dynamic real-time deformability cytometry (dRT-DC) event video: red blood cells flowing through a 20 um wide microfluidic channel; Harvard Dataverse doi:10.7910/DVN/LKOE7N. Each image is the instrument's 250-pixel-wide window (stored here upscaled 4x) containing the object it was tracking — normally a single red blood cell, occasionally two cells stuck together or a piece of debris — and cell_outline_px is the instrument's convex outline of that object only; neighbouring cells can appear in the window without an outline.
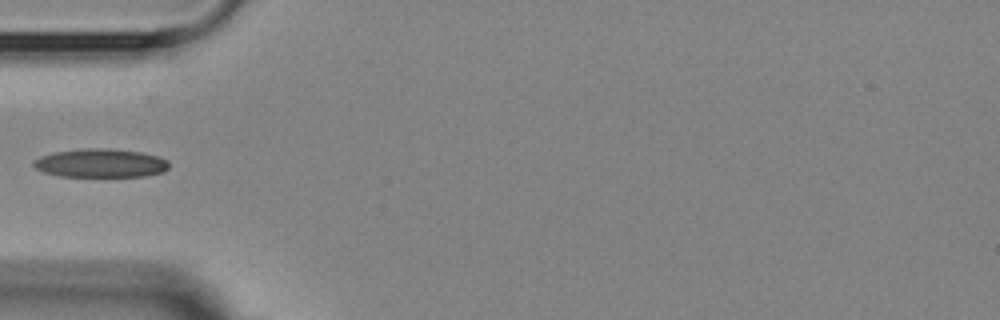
{"species": "Egyptian fruit bat (a non-hibernating species)", "species_latin": "Rousettus aegyptiacus", "temperature_condition": "room temperature", "stored_images_in_passage": 7, "camera_frame_rate_fps": 3000, "um_per_image_px": 0.085, "animal": {"sex": "female"}, "frame": {"image": 1, "passage_image": 5, "time_ms": 5.667, "image_size_px": [1000, 320], "cell_outline_px": [[168, 168], [164, 172], [144, 176], [60, 176], [44, 172], [36, 168], [32, 164], [32, 160], [40, 156], [56, 152], [88, 148], [100, 148], [140, 152], [156, 156], [168, 160]], "centroid_in_image_um": [8.54, 13.87], "position_along_channel_um": 76.5, "area_um2": 22.31}}
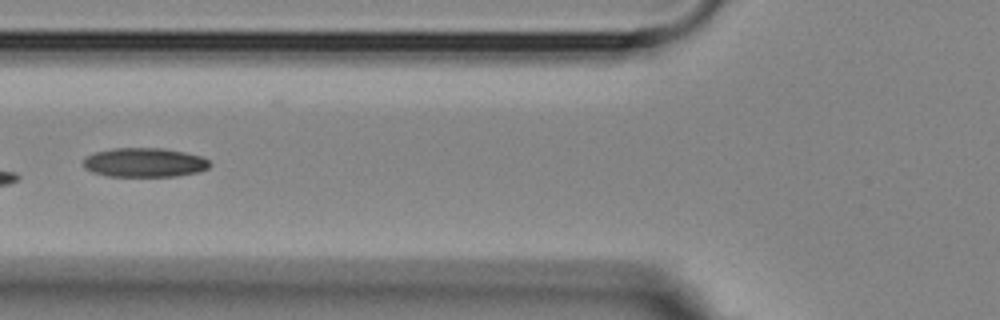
{"frame": {"image": 2, "passage_image": 6, "time_ms": 6.667, "image_size_px": [1000, 320], "cell_outline_px": [[212, 164], [208, 168], [196, 172], [176, 176], [108, 176], [92, 172], [84, 168], [84, 156], [96, 152], [112, 148], [164, 148], [184, 152], [200, 156], [208, 160]], "centroid_in_image_um": [12.26, 13.81], "position_along_channel_um": 113.5, "area_um2": 21.5}}